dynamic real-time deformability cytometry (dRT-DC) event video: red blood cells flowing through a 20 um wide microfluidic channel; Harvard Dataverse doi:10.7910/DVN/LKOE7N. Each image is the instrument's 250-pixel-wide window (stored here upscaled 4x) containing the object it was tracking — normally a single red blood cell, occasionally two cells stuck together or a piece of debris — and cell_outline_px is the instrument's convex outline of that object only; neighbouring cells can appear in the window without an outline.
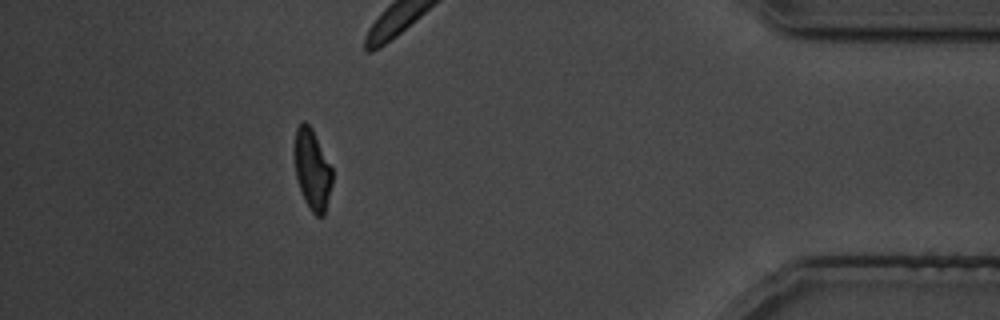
{"species": "common noctule bat (a hibernating species)", "species_latin": "Nyctalus noctula", "temperature_condition": "cold", "stored_images_in_passage": 27, "camera_frame_rate_fps": 3000, "um_per_image_px": 0.085, "animal": {"sex": "male", "body_mass_g": 19.5, "forearm_length_mm": 54.6}, "frame": {"image": 1, "passage_image": 23, "time_ms": 27.333, "image_size_px": [1000, 320], "cell_outline_px": [[332, 184], [324, 216], [316, 216], [308, 208], [304, 200], [296, 176], [292, 152], [296, 128], [304, 120], [312, 128], [332, 168]], "centroid_in_image_um": [26.51, 14.4], "position_along_channel_um": 408.7, "area_um2": 18.03}}